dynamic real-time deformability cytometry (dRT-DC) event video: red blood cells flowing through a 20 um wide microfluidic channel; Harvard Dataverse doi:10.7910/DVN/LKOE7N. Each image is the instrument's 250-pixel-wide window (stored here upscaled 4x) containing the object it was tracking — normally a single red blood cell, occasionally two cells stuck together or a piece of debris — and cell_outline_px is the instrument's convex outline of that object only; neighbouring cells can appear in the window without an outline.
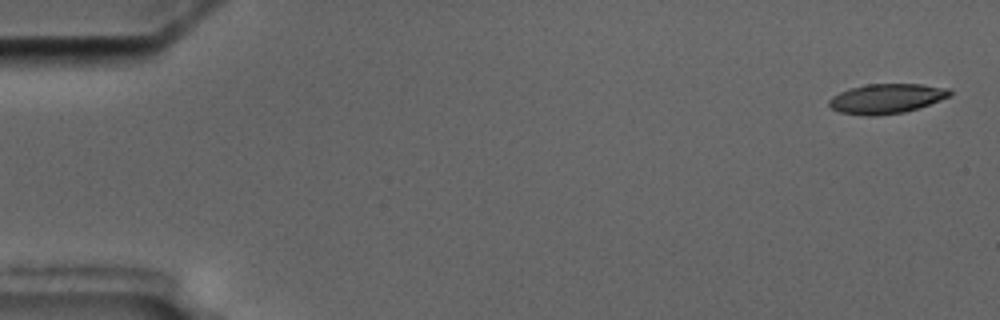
{"species": "common noctule bat (a hibernating species)", "species_latin": "Nyctalus noctula", "temperature_condition": "cold", "stored_images_in_passage": 6, "segment_of_instrument_passage": [2, 2], "camera_frame_rate_fps": 3000, "um_per_image_px": 0.085, "animal": {"sex": "male", "body_mass_g": 17.5, "forearm_length_mm": 52.3}, "frame": {"image": 1, "passage_image": 6, "time_ms": 10.333, "image_size_px": [1000, 320], "cell_outline_px": [[952, 96], [904, 112], [876, 116], [868, 116], [840, 112], [832, 108], [828, 104], [828, 100], [832, 96], [840, 92], [852, 88], [868, 84], [920, 84], [948, 88], [952, 92]], "centroid_in_image_um": [75.35, 8.38], "position_along_channel_um": 9.6, "area_um2": 20.75}}